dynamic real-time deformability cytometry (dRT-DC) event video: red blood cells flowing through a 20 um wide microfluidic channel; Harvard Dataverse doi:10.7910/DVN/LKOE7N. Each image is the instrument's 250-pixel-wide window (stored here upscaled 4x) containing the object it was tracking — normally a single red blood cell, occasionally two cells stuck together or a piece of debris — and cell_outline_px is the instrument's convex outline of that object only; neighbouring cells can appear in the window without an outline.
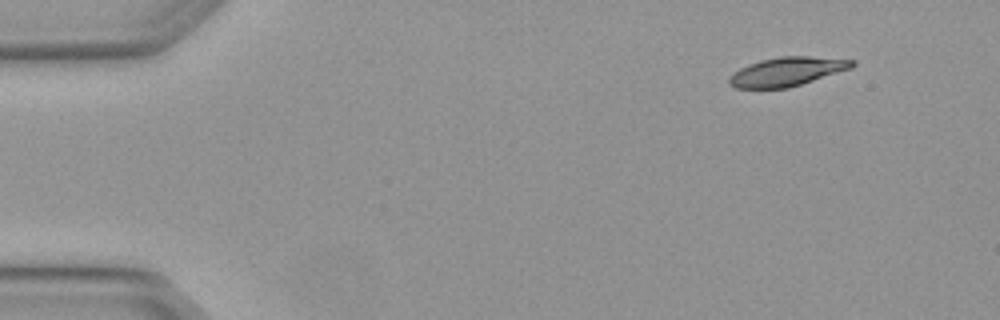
{"species": "Egyptian fruit bat (a non-hibernating species)", "species_latin": "Rousettus aegyptiacus", "temperature_condition": "warm", "stored_images_in_passage": 3, "camera_frame_rate_fps": 3000, "um_per_image_px": 0.085, "animal": {"sex": "female"}, "frame": {"image": 1, "passage_image": 1, "time_ms": 0.0, "image_size_px": [1000, 320], "cell_outline_px": [[856, 64], [852, 68], [788, 88], [736, 88], [728, 84], [728, 76], [732, 72], [748, 64], [760, 60], [780, 56], [808, 56], [856, 60]], "centroid_in_image_um": [66.87, 6.08], "position_along_channel_um": 18.1, "area_um2": 20.81}}